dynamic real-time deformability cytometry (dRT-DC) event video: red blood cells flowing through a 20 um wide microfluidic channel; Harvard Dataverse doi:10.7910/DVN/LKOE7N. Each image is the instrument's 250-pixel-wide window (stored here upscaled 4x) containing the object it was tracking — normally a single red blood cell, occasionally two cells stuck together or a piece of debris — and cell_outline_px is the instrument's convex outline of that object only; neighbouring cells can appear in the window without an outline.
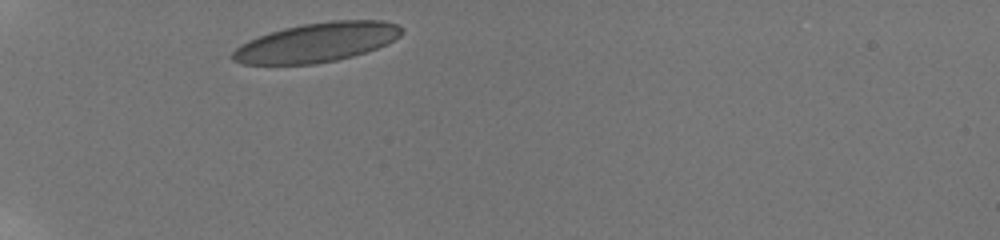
{"species": "human", "species_latin": "Homo sapiens", "temperature_condition": "room temperature", "stored_images_in_passage": 3, "camera_frame_rate_fps": 3000, "um_per_image_px": 0.085, "donor": {"sex": "male"}, "frame": {"image": 1, "passage_image": 1, "time_ms": 0.0, "image_size_px": [1000, 240], "cell_outline_px": [[404, 32], [400, 36], [388, 44], [352, 56], [336, 60], [312, 64], [240, 64], [232, 60], [232, 52], [240, 44], [248, 40], [284, 28], [304, 24], [332, 20], [384, 20], [396, 24], [404, 28]], "centroid_in_image_um": [26.95, 3.6], "position_along_channel_um": 58.0, "area_um2": 38.61}}